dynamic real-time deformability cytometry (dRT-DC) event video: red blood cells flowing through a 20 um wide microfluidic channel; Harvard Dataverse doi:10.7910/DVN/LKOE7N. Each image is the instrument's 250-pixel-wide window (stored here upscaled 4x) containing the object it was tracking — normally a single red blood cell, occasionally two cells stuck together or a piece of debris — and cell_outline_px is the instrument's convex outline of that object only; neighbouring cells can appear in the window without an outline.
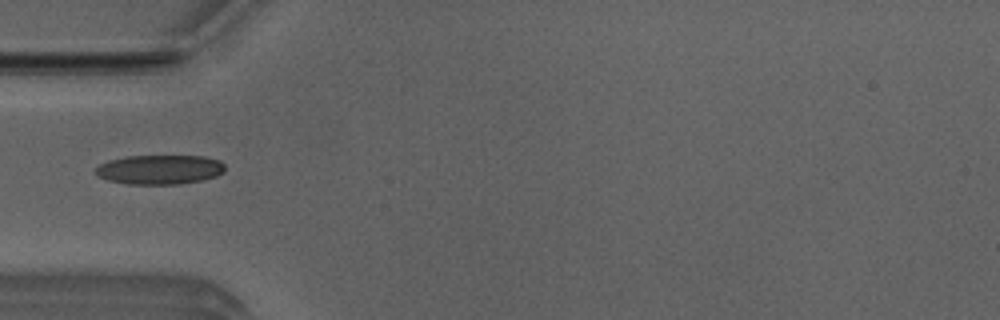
{"species": "Egyptian fruit bat (a non-hibernating species)", "species_latin": "Rousettus aegyptiacus", "temperature_condition": "room temperature", "stored_images_in_passage": 4, "camera_frame_rate_fps": 3000, "um_per_image_px": 0.085, "animal": {"sex": "male"}, "frame": {"image": 1, "passage_image": 4, "time_ms": 1.0, "image_size_px": [1000, 320], "cell_outline_px": [[224, 172], [216, 176], [200, 180], [180, 184], [128, 184], [108, 180], [96, 176], [96, 168], [100, 164], [108, 160], [124, 156], [204, 156], [220, 160], [224, 164]], "centroid_in_image_um": [13.56, 14.41], "position_along_channel_um": 71.4, "area_um2": 22.25}}